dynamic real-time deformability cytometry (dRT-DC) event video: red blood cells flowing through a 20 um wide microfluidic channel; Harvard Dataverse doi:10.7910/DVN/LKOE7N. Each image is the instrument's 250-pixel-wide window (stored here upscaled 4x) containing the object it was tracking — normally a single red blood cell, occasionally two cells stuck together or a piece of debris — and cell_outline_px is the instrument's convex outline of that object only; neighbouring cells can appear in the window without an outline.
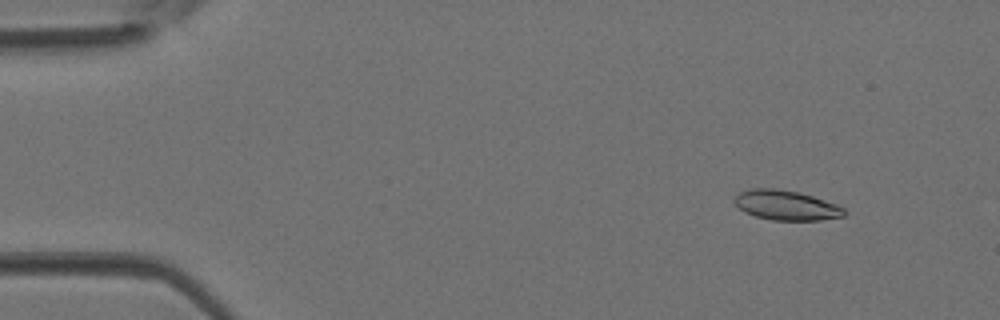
{"species": "Egyptian fruit bat (a non-hibernating species)", "species_latin": "Rousettus aegyptiacus", "temperature_condition": "room temperature", "stored_images_in_passage": 3, "camera_frame_rate_fps": 3000, "um_per_image_px": 0.085, "animal": {"sex": "female"}, "frame": {"image": 1, "passage_image": 2, "time_ms": 0.333, "image_size_px": [1000, 320], "cell_outline_px": [[844, 216], [820, 220], [772, 220], [756, 216], [744, 212], [732, 200], [740, 192], [752, 188], [776, 188], [800, 192], [836, 204], [844, 208]], "centroid_in_image_um": [66.8, 17.44], "position_along_channel_um": 18.2, "area_um2": 18.96}}